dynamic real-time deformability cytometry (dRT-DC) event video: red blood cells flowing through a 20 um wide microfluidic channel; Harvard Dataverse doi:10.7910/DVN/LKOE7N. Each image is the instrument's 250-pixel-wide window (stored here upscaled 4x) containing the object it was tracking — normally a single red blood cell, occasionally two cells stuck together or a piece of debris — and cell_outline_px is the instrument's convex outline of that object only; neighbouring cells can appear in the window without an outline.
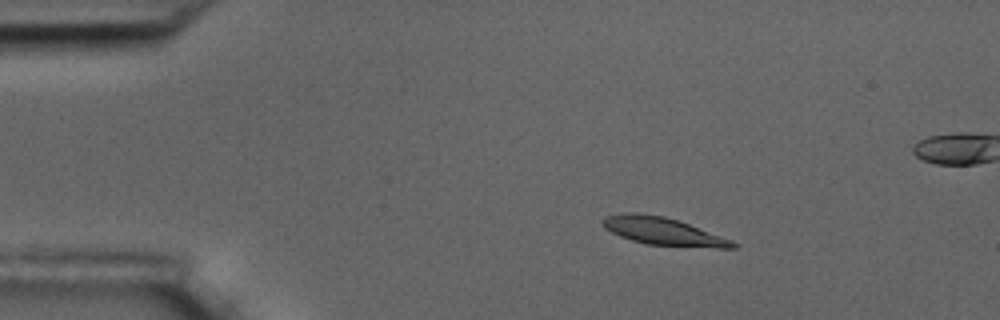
{"species": "common noctule bat (a hibernating species)", "species_latin": "Nyctalus noctula", "temperature_condition": "room temperature", "stored_images_in_passage": 5, "camera_frame_rate_fps": 3000, "um_per_image_px": 0.085, "animal": {"sex": "male", "body_mass_g": 17.5, "forearm_length_mm": 52.3}, "frame": {"image": 1, "passage_image": 3, "time_ms": 2.333, "image_size_px": [1000, 320], "cell_outline_px": [[736, 248], [716, 248], [648, 244], [632, 240], [620, 236], [604, 228], [600, 224], [600, 220], [604, 216], [624, 212], [636, 212], [664, 216], [688, 224], [732, 240], [736, 244]], "centroid_in_image_um": [56.28, 19.64], "position_along_channel_um": 28.7, "area_um2": 20.87}}